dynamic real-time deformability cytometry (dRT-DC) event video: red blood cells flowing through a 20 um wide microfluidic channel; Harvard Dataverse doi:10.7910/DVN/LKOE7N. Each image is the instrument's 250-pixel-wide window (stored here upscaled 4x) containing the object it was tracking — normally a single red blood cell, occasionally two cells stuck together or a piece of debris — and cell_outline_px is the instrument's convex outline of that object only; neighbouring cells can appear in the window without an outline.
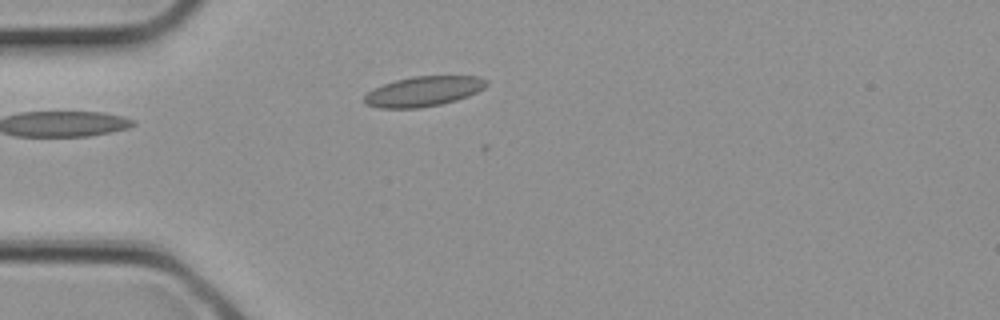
{"species": "common noctule bat (a hibernating species)", "species_latin": "Nyctalus noctula", "temperature_condition": "cold", "stored_images_in_passage": 2, "camera_frame_rate_fps": 3000, "um_per_image_px": 0.085, "animal": {"sex": "female", "body_mass_g": 21.9}, "frame": {"image": 1, "passage_image": 2, "time_ms": 0.333, "image_size_px": [1000, 320], "cell_outline_px": [[488, 84], [484, 88], [468, 96], [456, 100], [440, 104], [420, 108], [380, 108], [364, 104], [364, 96], [368, 92], [384, 84], [396, 80], [412, 76], [480, 76], [488, 80]], "centroid_in_image_um": [36.02, 7.76], "position_along_channel_um": 49.0, "area_um2": 21.33}}